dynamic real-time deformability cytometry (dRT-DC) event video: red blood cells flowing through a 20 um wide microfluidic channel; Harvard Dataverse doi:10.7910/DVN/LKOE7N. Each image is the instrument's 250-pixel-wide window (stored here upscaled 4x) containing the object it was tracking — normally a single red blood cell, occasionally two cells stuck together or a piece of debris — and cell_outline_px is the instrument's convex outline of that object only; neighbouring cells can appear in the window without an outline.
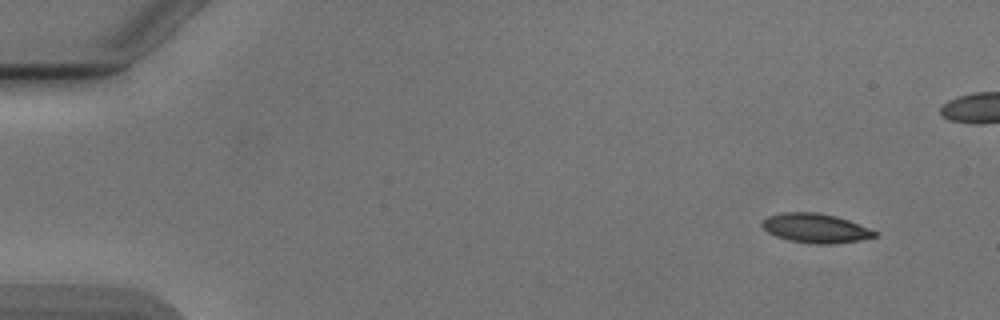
{"species": "Egyptian fruit bat (a non-hibernating species)", "species_latin": "Rousettus aegyptiacus", "temperature_condition": "cold", "stored_images_in_passage": 6, "camera_frame_rate_fps": 3000, "um_per_image_px": 0.085, "animal": {"sex": "male"}, "frame": {"image": 1, "passage_image": 1, "time_ms": 0.0, "image_size_px": [1000, 320], "cell_outline_px": [[876, 236], [860, 240], [832, 244], [812, 244], [788, 240], [776, 236], [768, 232], [760, 224], [768, 216], [780, 212], [816, 212], [836, 216], [848, 220], [868, 228], [876, 232]], "centroid_in_image_um": [69.28, 19.39], "position_along_channel_um": 15.7, "area_um2": 19.13}}
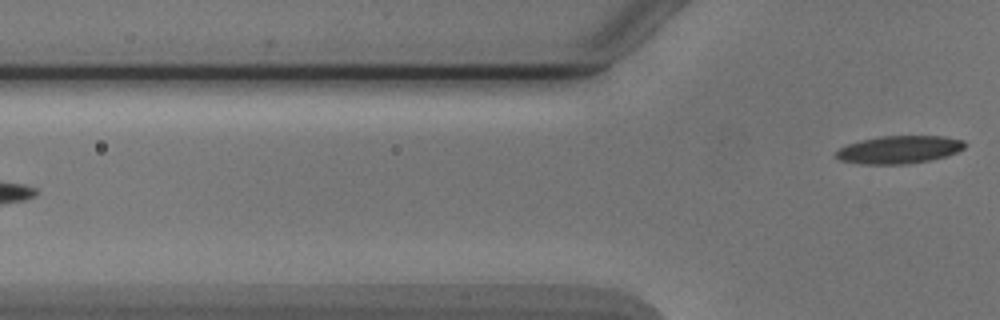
{"frame": {"image": 2, "passage_image": 6, "time_ms": 6.0, "image_size_px": [1000, 320], "cell_outline_px": [[968, 144], [964, 148], [956, 152], [944, 156], [928, 160], [908, 164], [860, 164], [840, 160], [836, 156], [836, 152], [840, 148], [848, 144], [860, 140], [880, 136], [944, 136], [964, 140]], "centroid_in_image_um": [76.44, 12.71], "position_along_channel_um": 49.4, "area_um2": 20.81}}